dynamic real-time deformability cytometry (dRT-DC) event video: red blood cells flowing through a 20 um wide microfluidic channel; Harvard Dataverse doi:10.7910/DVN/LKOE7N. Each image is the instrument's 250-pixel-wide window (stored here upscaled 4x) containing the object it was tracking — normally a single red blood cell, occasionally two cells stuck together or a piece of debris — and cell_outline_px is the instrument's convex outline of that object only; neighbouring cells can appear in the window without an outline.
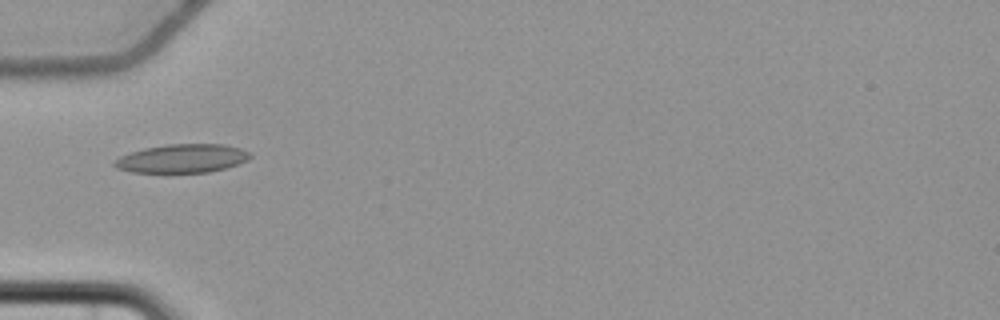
{"species": "common noctule bat (a hibernating species)", "species_latin": "Nyctalus noctula", "temperature_condition": "cold", "stored_images_in_passage": 6, "camera_frame_rate_fps": 3000, "um_per_image_px": 0.085, "animal": {"sex": "female", "body_mass_g": 22.7, "forearm_length_mm": 54.2}, "frame": {"image": 1, "passage_image": 6, "time_ms": 6.0, "image_size_px": [1000, 320], "cell_outline_px": [[252, 156], [248, 160], [224, 168], [208, 172], [132, 172], [116, 168], [112, 164], [120, 156], [144, 148], [168, 144], [224, 144], [240, 148], [252, 152]], "centroid_in_image_um": [15.51, 13.46], "position_along_channel_um": 69.5, "area_um2": 22.48}}